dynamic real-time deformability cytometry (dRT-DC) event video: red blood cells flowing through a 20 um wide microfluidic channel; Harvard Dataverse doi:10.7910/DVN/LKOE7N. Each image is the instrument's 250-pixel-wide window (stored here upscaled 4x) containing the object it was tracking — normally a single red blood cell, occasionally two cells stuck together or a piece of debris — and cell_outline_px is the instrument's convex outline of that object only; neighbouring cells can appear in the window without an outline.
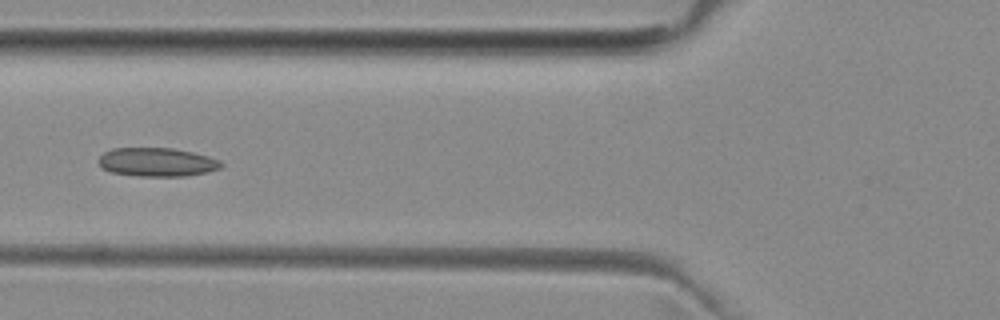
{"species": "common noctule bat (a hibernating species)", "species_latin": "Nyctalus noctula", "temperature_condition": "room temperature", "stored_images_in_passage": 6, "camera_frame_rate_fps": 3000, "um_per_image_px": 0.085, "animal": {"sex": "female", "body_mass_g": 29.2, "forearm_length_mm": 56.3}, "frame": {"image": 1, "passage_image": 5, "time_ms": 4.667, "image_size_px": [1000, 320], "cell_outline_px": [[224, 164], [220, 168], [208, 172], [188, 176], [136, 176], [112, 172], [100, 168], [96, 160], [104, 152], [112, 148], [172, 148], [192, 152], [208, 156], [220, 160]], "centroid_in_image_um": [13.32, 13.78], "position_along_channel_um": 112.5, "area_um2": 20.75}}
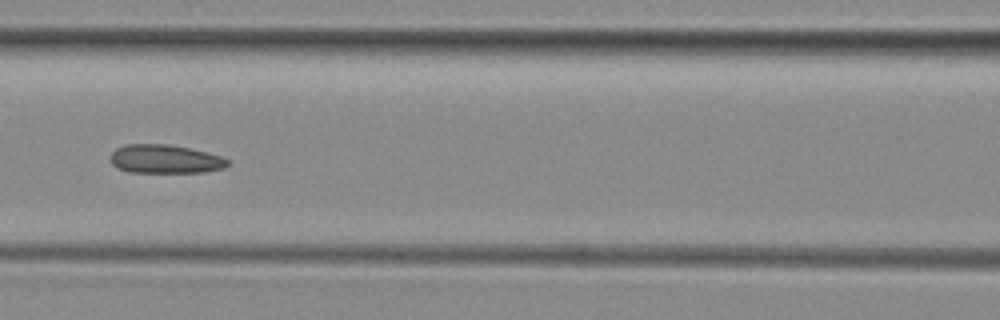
{"frame": {"image": 2, "passage_image": 6, "time_ms": 5.667, "image_size_px": [1000, 320], "cell_outline_px": [[228, 164], [224, 168], [204, 172], [128, 172], [116, 168], [112, 164], [112, 152], [116, 148], [124, 144], [168, 144], [188, 148], [220, 156], [228, 160]], "centroid_in_image_um": [13.99, 13.52], "position_along_channel_um": 152.6, "area_um2": 19.42}}